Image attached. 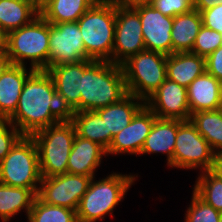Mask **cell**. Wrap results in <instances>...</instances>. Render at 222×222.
Instances as JSON below:
<instances>
[{
  "label": "cell",
  "mask_w": 222,
  "mask_h": 222,
  "mask_svg": "<svg viewBox=\"0 0 222 222\" xmlns=\"http://www.w3.org/2000/svg\"><path fill=\"white\" fill-rule=\"evenodd\" d=\"M178 119L157 118L141 149L142 154H166L167 167L172 168Z\"/></svg>",
  "instance_id": "obj_22"
},
{
  "label": "cell",
  "mask_w": 222,
  "mask_h": 222,
  "mask_svg": "<svg viewBox=\"0 0 222 222\" xmlns=\"http://www.w3.org/2000/svg\"><path fill=\"white\" fill-rule=\"evenodd\" d=\"M41 178L36 143L31 136H23L0 162V183L37 194Z\"/></svg>",
  "instance_id": "obj_8"
},
{
  "label": "cell",
  "mask_w": 222,
  "mask_h": 222,
  "mask_svg": "<svg viewBox=\"0 0 222 222\" xmlns=\"http://www.w3.org/2000/svg\"><path fill=\"white\" fill-rule=\"evenodd\" d=\"M93 4L91 0H47L40 15L50 24L77 22Z\"/></svg>",
  "instance_id": "obj_25"
},
{
  "label": "cell",
  "mask_w": 222,
  "mask_h": 222,
  "mask_svg": "<svg viewBox=\"0 0 222 222\" xmlns=\"http://www.w3.org/2000/svg\"><path fill=\"white\" fill-rule=\"evenodd\" d=\"M103 156H107L104 147L76 135L67 163V173L95 176V171L101 166Z\"/></svg>",
  "instance_id": "obj_18"
},
{
  "label": "cell",
  "mask_w": 222,
  "mask_h": 222,
  "mask_svg": "<svg viewBox=\"0 0 222 222\" xmlns=\"http://www.w3.org/2000/svg\"><path fill=\"white\" fill-rule=\"evenodd\" d=\"M75 110L55 90L46 70H35L26 80L17 109L8 119L24 136L60 121H72Z\"/></svg>",
  "instance_id": "obj_1"
},
{
  "label": "cell",
  "mask_w": 222,
  "mask_h": 222,
  "mask_svg": "<svg viewBox=\"0 0 222 222\" xmlns=\"http://www.w3.org/2000/svg\"><path fill=\"white\" fill-rule=\"evenodd\" d=\"M222 4V0H193V9L201 12L213 8L216 4Z\"/></svg>",
  "instance_id": "obj_37"
},
{
  "label": "cell",
  "mask_w": 222,
  "mask_h": 222,
  "mask_svg": "<svg viewBox=\"0 0 222 222\" xmlns=\"http://www.w3.org/2000/svg\"><path fill=\"white\" fill-rule=\"evenodd\" d=\"M28 222H78L75 210L46 204L37 196L27 217Z\"/></svg>",
  "instance_id": "obj_30"
},
{
  "label": "cell",
  "mask_w": 222,
  "mask_h": 222,
  "mask_svg": "<svg viewBox=\"0 0 222 222\" xmlns=\"http://www.w3.org/2000/svg\"><path fill=\"white\" fill-rule=\"evenodd\" d=\"M219 110H220L221 113H222V103H221V105H220V107H219Z\"/></svg>",
  "instance_id": "obj_45"
},
{
  "label": "cell",
  "mask_w": 222,
  "mask_h": 222,
  "mask_svg": "<svg viewBox=\"0 0 222 222\" xmlns=\"http://www.w3.org/2000/svg\"><path fill=\"white\" fill-rule=\"evenodd\" d=\"M152 0H117V6L135 8L141 5H150Z\"/></svg>",
  "instance_id": "obj_39"
},
{
  "label": "cell",
  "mask_w": 222,
  "mask_h": 222,
  "mask_svg": "<svg viewBox=\"0 0 222 222\" xmlns=\"http://www.w3.org/2000/svg\"><path fill=\"white\" fill-rule=\"evenodd\" d=\"M190 121L215 154L222 152V113L219 109L191 114Z\"/></svg>",
  "instance_id": "obj_26"
},
{
  "label": "cell",
  "mask_w": 222,
  "mask_h": 222,
  "mask_svg": "<svg viewBox=\"0 0 222 222\" xmlns=\"http://www.w3.org/2000/svg\"><path fill=\"white\" fill-rule=\"evenodd\" d=\"M87 60L77 22L49 23L48 68Z\"/></svg>",
  "instance_id": "obj_12"
},
{
  "label": "cell",
  "mask_w": 222,
  "mask_h": 222,
  "mask_svg": "<svg viewBox=\"0 0 222 222\" xmlns=\"http://www.w3.org/2000/svg\"><path fill=\"white\" fill-rule=\"evenodd\" d=\"M144 105L145 102L142 99L127 94L119 102L95 110L105 120L106 150L113 136L128 126L132 118Z\"/></svg>",
  "instance_id": "obj_17"
},
{
  "label": "cell",
  "mask_w": 222,
  "mask_h": 222,
  "mask_svg": "<svg viewBox=\"0 0 222 222\" xmlns=\"http://www.w3.org/2000/svg\"><path fill=\"white\" fill-rule=\"evenodd\" d=\"M116 5L93 4L77 21L86 58L112 62Z\"/></svg>",
  "instance_id": "obj_5"
},
{
  "label": "cell",
  "mask_w": 222,
  "mask_h": 222,
  "mask_svg": "<svg viewBox=\"0 0 222 222\" xmlns=\"http://www.w3.org/2000/svg\"><path fill=\"white\" fill-rule=\"evenodd\" d=\"M145 105L160 119L190 120L187 88L167 79L145 101Z\"/></svg>",
  "instance_id": "obj_13"
},
{
  "label": "cell",
  "mask_w": 222,
  "mask_h": 222,
  "mask_svg": "<svg viewBox=\"0 0 222 222\" xmlns=\"http://www.w3.org/2000/svg\"><path fill=\"white\" fill-rule=\"evenodd\" d=\"M220 92H221V100H222V81H220Z\"/></svg>",
  "instance_id": "obj_44"
},
{
  "label": "cell",
  "mask_w": 222,
  "mask_h": 222,
  "mask_svg": "<svg viewBox=\"0 0 222 222\" xmlns=\"http://www.w3.org/2000/svg\"><path fill=\"white\" fill-rule=\"evenodd\" d=\"M202 24L222 34V4H216L213 8L200 12Z\"/></svg>",
  "instance_id": "obj_35"
},
{
  "label": "cell",
  "mask_w": 222,
  "mask_h": 222,
  "mask_svg": "<svg viewBox=\"0 0 222 222\" xmlns=\"http://www.w3.org/2000/svg\"><path fill=\"white\" fill-rule=\"evenodd\" d=\"M94 61L87 59L78 63L58 64L46 69L53 79L55 90L64 97L75 112H80L82 75Z\"/></svg>",
  "instance_id": "obj_16"
},
{
  "label": "cell",
  "mask_w": 222,
  "mask_h": 222,
  "mask_svg": "<svg viewBox=\"0 0 222 222\" xmlns=\"http://www.w3.org/2000/svg\"><path fill=\"white\" fill-rule=\"evenodd\" d=\"M137 175L113 172L96 180L93 177L88 190L81 198L77 208L78 222H96L104 220L105 216H113V210L137 180Z\"/></svg>",
  "instance_id": "obj_3"
},
{
  "label": "cell",
  "mask_w": 222,
  "mask_h": 222,
  "mask_svg": "<svg viewBox=\"0 0 222 222\" xmlns=\"http://www.w3.org/2000/svg\"><path fill=\"white\" fill-rule=\"evenodd\" d=\"M145 49L138 12L134 8L116 6L112 63L121 65L128 58Z\"/></svg>",
  "instance_id": "obj_11"
},
{
  "label": "cell",
  "mask_w": 222,
  "mask_h": 222,
  "mask_svg": "<svg viewBox=\"0 0 222 222\" xmlns=\"http://www.w3.org/2000/svg\"><path fill=\"white\" fill-rule=\"evenodd\" d=\"M140 17L146 50L165 55L172 54L171 30L174 17L165 16L150 5L134 8Z\"/></svg>",
  "instance_id": "obj_14"
},
{
  "label": "cell",
  "mask_w": 222,
  "mask_h": 222,
  "mask_svg": "<svg viewBox=\"0 0 222 222\" xmlns=\"http://www.w3.org/2000/svg\"><path fill=\"white\" fill-rule=\"evenodd\" d=\"M221 45L222 34L202 25L191 52L206 58Z\"/></svg>",
  "instance_id": "obj_32"
},
{
  "label": "cell",
  "mask_w": 222,
  "mask_h": 222,
  "mask_svg": "<svg viewBox=\"0 0 222 222\" xmlns=\"http://www.w3.org/2000/svg\"><path fill=\"white\" fill-rule=\"evenodd\" d=\"M193 192L205 203L222 213V180L210 170L199 173Z\"/></svg>",
  "instance_id": "obj_29"
},
{
  "label": "cell",
  "mask_w": 222,
  "mask_h": 222,
  "mask_svg": "<svg viewBox=\"0 0 222 222\" xmlns=\"http://www.w3.org/2000/svg\"><path fill=\"white\" fill-rule=\"evenodd\" d=\"M202 25L201 13L196 9L176 15L171 30L172 53L191 52Z\"/></svg>",
  "instance_id": "obj_23"
},
{
  "label": "cell",
  "mask_w": 222,
  "mask_h": 222,
  "mask_svg": "<svg viewBox=\"0 0 222 222\" xmlns=\"http://www.w3.org/2000/svg\"><path fill=\"white\" fill-rule=\"evenodd\" d=\"M10 64L11 62L6 52L0 53V77Z\"/></svg>",
  "instance_id": "obj_41"
},
{
  "label": "cell",
  "mask_w": 222,
  "mask_h": 222,
  "mask_svg": "<svg viewBox=\"0 0 222 222\" xmlns=\"http://www.w3.org/2000/svg\"><path fill=\"white\" fill-rule=\"evenodd\" d=\"M206 72L222 81V45L206 58Z\"/></svg>",
  "instance_id": "obj_36"
},
{
  "label": "cell",
  "mask_w": 222,
  "mask_h": 222,
  "mask_svg": "<svg viewBox=\"0 0 222 222\" xmlns=\"http://www.w3.org/2000/svg\"><path fill=\"white\" fill-rule=\"evenodd\" d=\"M151 5L165 16L175 17L190 12L193 0H152Z\"/></svg>",
  "instance_id": "obj_34"
},
{
  "label": "cell",
  "mask_w": 222,
  "mask_h": 222,
  "mask_svg": "<svg viewBox=\"0 0 222 222\" xmlns=\"http://www.w3.org/2000/svg\"><path fill=\"white\" fill-rule=\"evenodd\" d=\"M10 64L0 77V117L9 119L17 109L27 78L35 71L31 67Z\"/></svg>",
  "instance_id": "obj_19"
},
{
  "label": "cell",
  "mask_w": 222,
  "mask_h": 222,
  "mask_svg": "<svg viewBox=\"0 0 222 222\" xmlns=\"http://www.w3.org/2000/svg\"><path fill=\"white\" fill-rule=\"evenodd\" d=\"M215 153L190 120L178 119L172 168L210 170Z\"/></svg>",
  "instance_id": "obj_9"
},
{
  "label": "cell",
  "mask_w": 222,
  "mask_h": 222,
  "mask_svg": "<svg viewBox=\"0 0 222 222\" xmlns=\"http://www.w3.org/2000/svg\"><path fill=\"white\" fill-rule=\"evenodd\" d=\"M206 72V59L192 52H177L167 55V79L187 88L198 76Z\"/></svg>",
  "instance_id": "obj_21"
},
{
  "label": "cell",
  "mask_w": 222,
  "mask_h": 222,
  "mask_svg": "<svg viewBox=\"0 0 222 222\" xmlns=\"http://www.w3.org/2000/svg\"><path fill=\"white\" fill-rule=\"evenodd\" d=\"M76 135L96 142L106 149V126L96 111L75 112L72 119Z\"/></svg>",
  "instance_id": "obj_28"
},
{
  "label": "cell",
  "mask_w": 222,
  "mask_h": 222,
  "mask_svg": "<svg viewBox=\"0 0 222 222\" xmlns=\"http://www.w3.org/2000/svg\"><path fill=\"white\" fill-rule=\"evenodd\" d=\"M221 214L192 191V199L187 207L184 222H219Z\"/></svg>",
  "instance_id": "obj_31"
},
{
  "label": "cell",
  "mask_w": 222,
  "mask_h": 222,
  "mask_svg": "<svg viewBox=\"0 0 222 222\" xmlns=\"http://www.w3.org/2000/svg\"><path fill=\"white\" fill-rule=\"evenodd\" d=\"M38 15L21 0H0V29L6 34L29 24Z\"/></svg>",
  "instance_id": "obj_27"
},
{
  "label": "cell",
  "mask_w": 222,
  "mask_h": 222,
  "mask_svg": "<svg viewBox=\"0 0 222 222\" xmlns=\"http://www.w3.org/2000/svg\"><path fill=\"white\" fill-rule=\"evenodd\" d=\"M94 4H111L117 6V0H91Z\"/></svg>",
  "instance_id": "obj_43"
},
{
  "label": "cell",
  "mask_w": 222,
  "mask_h": 222,
  "mask_svg": "<svg viewBox=\"0 0 222 222\" xmlns=\"http://www.w3.org/2000/svg\"><path fill=\"white\" fill-rule=\"evenodd\" d=\"M210 171L222 180V152L214 155L212 167Z\"/></svg>",
  "instance_id": "obj_38"
},
{
  "label": "cell",
  "mask_w": 222,
  "mask_h": 222,
  "mask_svg": "<svg viewBox=\"0 0 222 222\" xmlns=\"http://www.w3.org/2000/svg\"><path fill=\"white\" fill-rule=\"evenodd\" d=\"M156 119L157 116L144 105L132 118L129 125L113 136L106 150L107 155H140L145 139Z\"/></svg>",
  "instance_id": "obj_15"
},
{
  "label": "cell",
  "mask_w": 222,
  "mask_h": 222,
  "mask_svg": "<svg viewBox=\"0 0 222 222\" xmlns=\"http://www.w3.org/2000/svg\"><path fill=\"white\" fill-rule=\"evenodd\" d=\"M48 51L49 22L40 14L29 24L7 33L6 54L11 64L27 66L29 60L32 69L46 70Z\"/></svg>",
  "instance_id": "obj_4"
},
{
  "label": "cell",
  "mask_w": 222,
  "mask_h": 222,
  "mask_svg": "<svg viewBox=\"0 0 222 222\" xmlns=\"http://www.w3.org/2000/svg\"><path fill=\"white\" fill-rule=\"evenodd\" d=\"M23 136L8 119L0 117V162Z\"/></svg>",
  "instance_id": "obj_33"
},
{
  "label": "cell",
  "mask_w": 222,
  "mask_h": 222,
  "mask_svg": "<svg viewBox=\"0 0 222 222\" xmlns=\"http://www.w3.org/2000/svg\"><path fill=\"white\" fill-rule=\"evenodd\" d=\"M187 98L191 114L199 111L218 110L222 103L220 81L205 72L195 78L187 87Z\"/></svg>",
  "instance_id": "obj_20"
},
{
  "label": "cell",
  "mask_w": 222,
  "mask_h": 222,
  "mask_svg": "<svg viewBox=\"0 0 222 222\" xmlns=\"http://www.w3.org/2000/svg\"><path fill=\"white\" fill-rule=\"evenodd\" d=\"M21 1L29 5L38 14H41L45 10L47 0H21Z\"/></svg>",
  "instance_id": "obj_40"
},
{
  "label": "cell",
  "mask_w": 222,
  "mask_h": 222,
  "mask_svg": "<svg viewBox=\"0 0 222 222\" xmlns=\"http://www.w3.org/2000/svg\"><path fill=\"white\" fill-rule=\"evenodd\" d=\"M7 34L0 29V53L6 52Z\"/></svg>",
  "instance_id": "obj_42"
},
{
  "label": "cell",
  "mask_w": 222,
  "mask_h": 222,
  "mask_svg": "<svg viewBox=\"0 0 222 222\" xmlns=\"http://www.w3.org/2000/svg\"><path fill=\"white\" fill-rule=\"evenodd\" d=\"M36 196L37 194L32 189L0 183V218L2 222H9L21 210L26 212L27 218Z\"/></svg>",
  "instance_id": "obj_24"
},
{
  "label": "cell",
  "mask_w": 222,
  "mask_h": 222,
  "mask_svg": "<svg viewBox=\"0 0 222 222\" xmlns=\"http://www.w3.org/2000/svg\"><path fill=\"white\" fill-rule=\"evenodd\" d=\"M75 136L72 121H60L31 135L38 150L41 177L67 173V163Z\"/></svg>",
  "instance_id": "obj_6"
},
{
  "label": "cell",
  "mask_w": 222,
  "mask_h": 222,
  "mask_svg": "<svg viewBox=\"0 0 222 222\" xmlns=\"http://www.w3.org/2000/svg\"><path fill=\"white\" fill-rule=\"evenodd\" d=\"M167 55L143 50L121 64L127 93L144 102L166 80Z\"/></svg>",
  "instance_id": "obj_7"
},
{
  "label": "cell",
  "mask_w": 222,
  "mask_h": 222,
  "mask_svg": "<svg viewBox=\"0 0 222 222\" xmlns=\"http://www.w3.org/2000/svg\"><path fill=\"white\" fill-rule=\"evenodd\" d=\"M93 177L71 173L42 177L37 197L46 204L77 211Z\"/></svg>",
  "instance_id": "obj_10"
},
{
  "label": "cell",
  "mask_w": 222,
  "mask_h": 222,
  "mask_svg": "<svg viewBox=\"0 0 222 222\" xmlns=\"http://www.w3.org/2000/svg\"><path fill=\"white\" fill-rule=\"evenodd\" d=\"M80 91V111H95L119 102L128 94L121 65L94 61L82 75Z\"/></svg>",
  "instance_id": "obj_2"
}]
</instances>
